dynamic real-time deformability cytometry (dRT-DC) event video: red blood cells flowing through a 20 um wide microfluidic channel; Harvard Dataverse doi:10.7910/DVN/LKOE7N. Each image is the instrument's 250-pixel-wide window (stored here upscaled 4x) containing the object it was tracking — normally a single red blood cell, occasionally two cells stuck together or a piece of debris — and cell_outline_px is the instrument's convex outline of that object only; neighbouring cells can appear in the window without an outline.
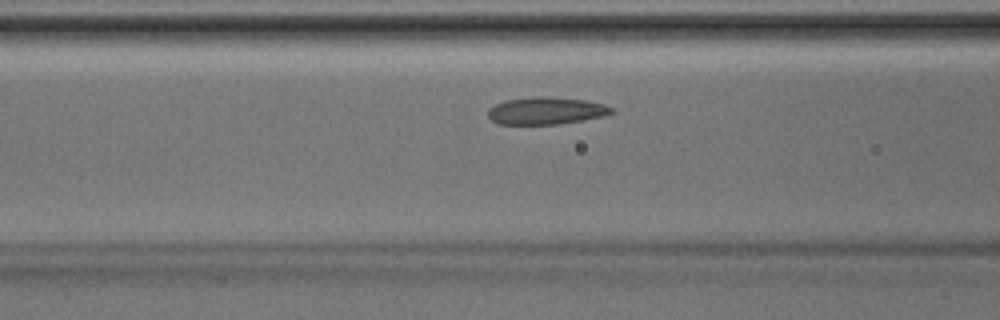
{"species": "Egyptian fruit bat (a non-hibernating species)", "species_latin": "Rousettus aegyptiacus", "temperature_condition": "room temperature", "stored_images_in_passage": 31, "camera_frame_rate_fps": 3000, "um_per_image_px": 0.085, "animal": {"sex": "male"}, "frame": {"image": 1, "passage_image": 5, "time_ms": 1.333, "image_size_px": [1000, 320], "cell_outline_px": [[616, 112], [604, 116], [556, 124], [496, 124], [488, 116], [488, 108], [504, 100], [536, 96], [544, 96], [584, 100], [604, 104], [612, 108]], "centroid_in_image_um": [46.39, 9.41], "position_along_channel_um": 120.2, "area_um2": 19.59}}
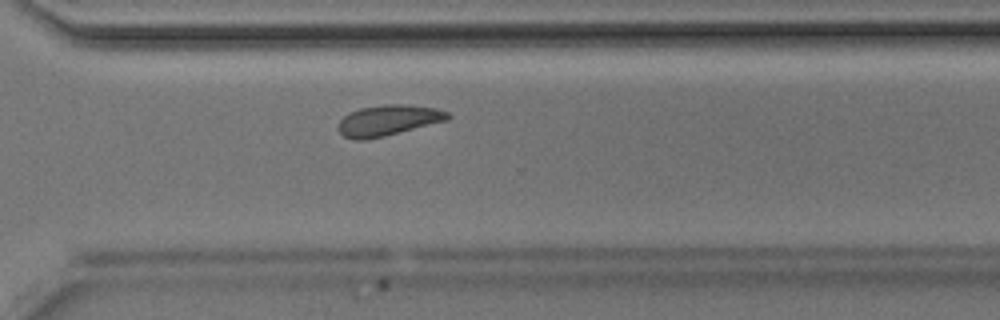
{"frame": {"image": 2, "passage_image": 20, "time_ms": 6.333, "image_size_px": [1000, 320], "cell_outline_px": [[452, 116], [448, 120], [384, 136], [364, 140], [352, 140], [344, 136], [336, 128], [340, 120], [348, 112], [360, 108], [384, 104], [404, 104], [436, 108], [448, 112]], "centroid_in_image_um": [32.97, 10.22], "position_along_channel_um": 337.6, "area_um2": 19.71}}
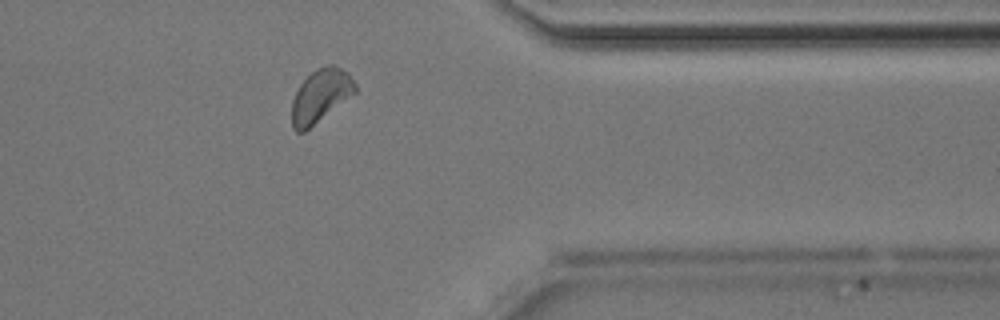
{"frame": {"image": 3, "passage_image": 24, "time_ms": 7.667, "image_size_px": [1000, 320], "cell_outline_px": [[356, 92], [304, 132], [296, 132], [292, 128], [292, 100], [300, 84], [316, 68], [328, 64], [332, 64], [348, 72], [356, 84]], "centroid_in_image_um": [27.24, 8.13], "position_along_channel_um": 384.2, "area_um2": 19.42}}